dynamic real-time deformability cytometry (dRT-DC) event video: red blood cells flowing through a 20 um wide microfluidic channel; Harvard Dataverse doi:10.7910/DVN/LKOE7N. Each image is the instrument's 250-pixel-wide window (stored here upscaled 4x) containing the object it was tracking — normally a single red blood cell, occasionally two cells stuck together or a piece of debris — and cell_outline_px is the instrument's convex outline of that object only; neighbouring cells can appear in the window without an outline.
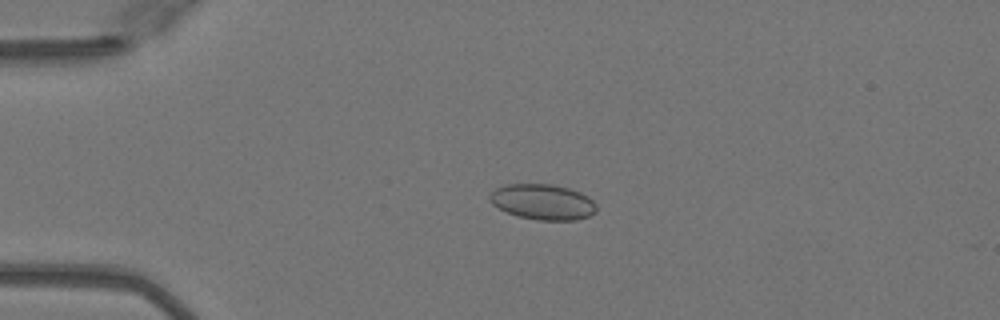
{"species": "Egyptian fruit bat (a non-hibernating species)", "species_latin": "Rousettus aegyptiacus", "temperature_condition": "warm", "stored_images_in_passage": 40, "camera_frame_rate_fps": 3000, "um_per_image_px": 0.085, "animal": {"sex": "female"}, "frame": {"image": 1, "passage_image": 2, "time_ms": 0.333, "image_size_px": [1000, 320], "cell_outline_px": [[596, 212], [588, 216], [576, 220], [540, 220], [516, 216], [492, 204], [488, 200], [488, 196], [496, 188], [508, 184], [552, 184], [568, 188], [580, 192], [588, 196], [596, 204]], "centroid_in_image_um": [46.13, 17.16], "position_along_channel_um": 38.9, "area_um2": 22.08}}
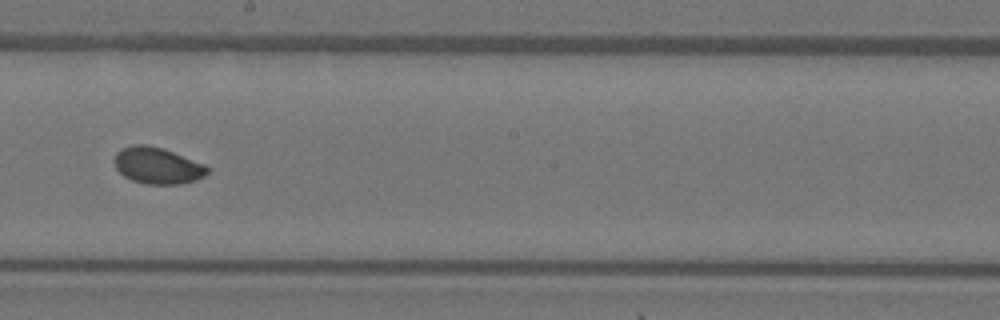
{"frame": {"image": 2, "passage_image": 19, "time_ms": 6.0, "image_size_px": [1000, 320], "cell_outline_px": [[208, 172], [204, 176], [196, 180], [180, 184], [144, 184], [132, 180], [124, 176], [116, 168], [112, 160], [116, 152], [120, 148], [132, 144], [144, 144], [160, 148], [172, 152], [204, 164], [208, 168]], "centroid_in_image_um": [13.32, 14.08], "position_along_channel_um": 234.9, "area_um2": 19.77}}
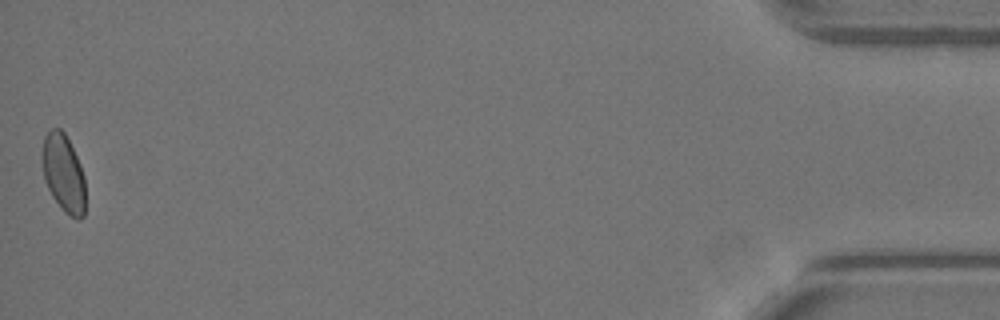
{"frame": {"image": 3, "passage_image": 40, "time_ms": 13.0, "image_size_px": [1000, 320], "cell_outline_px": [[84, 216], [80, 220], [76, 220], [64, 212], [52, 196], [44, 180], [40, 160], [40, 156], [44, 136], [52, 128], [60, 128], [64, 132], [80, 164], [84, 176]], "centroid_in_image_um": [5.36, 14.73], "position_along_channel_um": 429.8, "area_um2": 19.83}}